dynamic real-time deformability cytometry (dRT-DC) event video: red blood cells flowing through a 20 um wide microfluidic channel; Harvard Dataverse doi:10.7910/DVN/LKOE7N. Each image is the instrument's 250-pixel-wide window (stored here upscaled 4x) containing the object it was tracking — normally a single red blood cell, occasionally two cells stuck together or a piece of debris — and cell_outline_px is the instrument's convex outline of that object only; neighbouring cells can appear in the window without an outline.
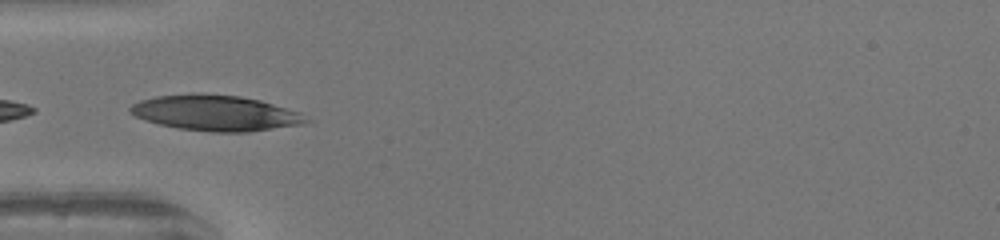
{"species": "human", "species_latin": "Homo sapiens", "temperature_condition": "warm", "stored_images_in_passage": 12, "camera_frame_rate_fps": 3000, "um_per_image_px": 0.085, "donor": {"sex": "female"}, "frame": {"image": 1, "passage_image": 1, "time_ms": 0.0, "image_size_px": [1000, 240], "cell_outline_px": [[312, 120], [304, 124], [248, 132], [212, 132], [176, 128], [144, 120], [128, 112], [128, 108], [132, 104], [140, 100], [156, 96], [240, 96], [260, 100], [300, 112]], "centroid_in_image_um": [18.37, 9.65], "position_along_channel_um": 66.6, "area_um2": 35.66}}
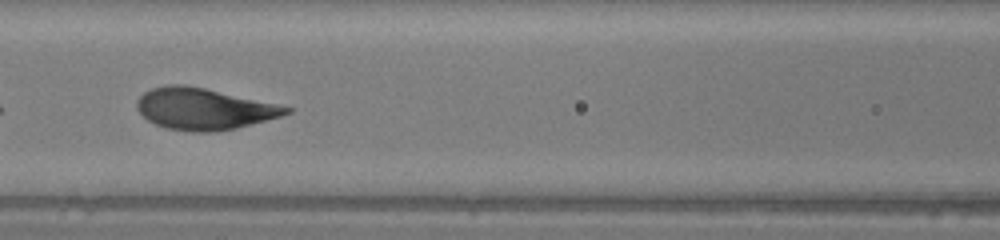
{"frame": {"image": 2, "passage_image": 7, "time_ms": 2.0, "image_size_px": [1000, 240], "cell_outline_px": [[292, 112], [280, 116], [236, 128], [212, 132], [192, 132], [164, 128], [148, 120], [136, 108], [136, 100], [144, 92], [152, 88], [168, 84], [184, 84], [204, 88], [276, 104], [292, 108]], "centroid_in_image_um": [17.28, 9.25], "position_along_channel_um": 149.3, "area_um2": 35.78}}
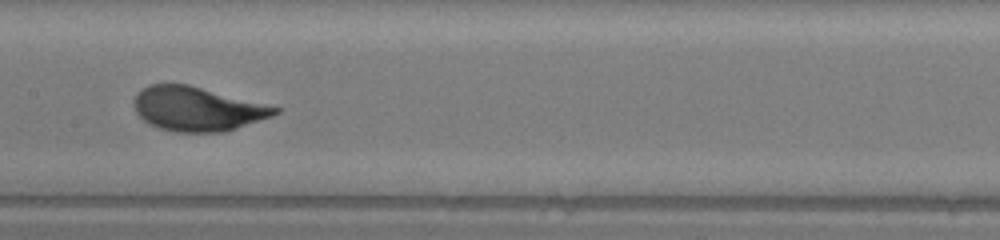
{"frame": {"image": 3, "passage_image": 10, "time_ms": 3.0, "image_size_px": [1000, 240], "cell_outline_px": [[280, 112], [272, 116], [224, 132], [176, 132], [160, 128], [148, 124], [136, 112], [136, 96], [148, 84], [188, 84], [280, 108]], "centroid_in_image_um": [16.78, 9.26], "position_along_channel_um": 190.6, "area_um2": 35.66}}